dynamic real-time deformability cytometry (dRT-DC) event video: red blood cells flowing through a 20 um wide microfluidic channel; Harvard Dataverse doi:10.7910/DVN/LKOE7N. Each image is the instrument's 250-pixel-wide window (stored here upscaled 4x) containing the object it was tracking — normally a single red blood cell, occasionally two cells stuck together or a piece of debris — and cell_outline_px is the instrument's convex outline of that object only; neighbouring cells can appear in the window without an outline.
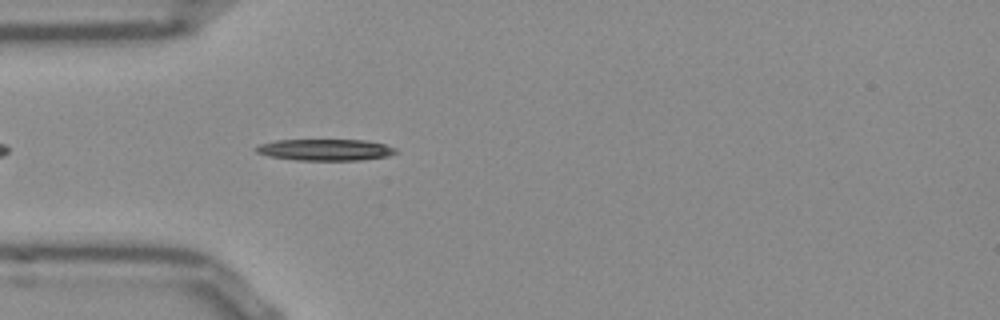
{"species": "Egyptian fruit bat (a non-hibernating species)", "species_latin": "Rousettus aegyptiacus", "temperature_condition": "room temperature", "stored_images_in_passage": 41, "camera_frame_rate_fps": 3000, "um_per_image_px": 0.085, "frame": {"image": 1, "passage_image": 4, "time_ms": 1.0, "image_size_px": [1000, 320], "cell_outline_px": [[396, 152], [388, 156], [360, 160], [296, 160], [268, 156], [256, 152], [256, 148], [260, 144], [276, 140], [364, 140], [384, 144], [396, 148]], "centroid_in_image_um": [27.64, 12.73], "position_along_channel_um": 57.4, "area_um2": 17.34}}
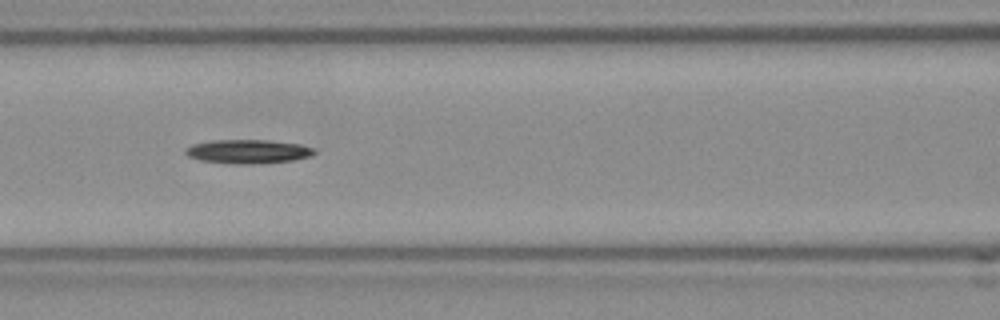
{"frame": {"image": 2, "passage_image": 11, "time_ms": 3.333, "image_size_px": [1000, 320], "cell_outline_px": [[316, 152], [308, 156], [292, 160], [240, 164], [200, 160], [188, 156], [184, 152], [184, 148], [192, 144], [212, 140], [268, 140], [300, 144], [312, 148]], "centroid_in_image_um": [21.01, 12.86], "position_along_channel_um": 145.6, "area_um2": 17.57}}
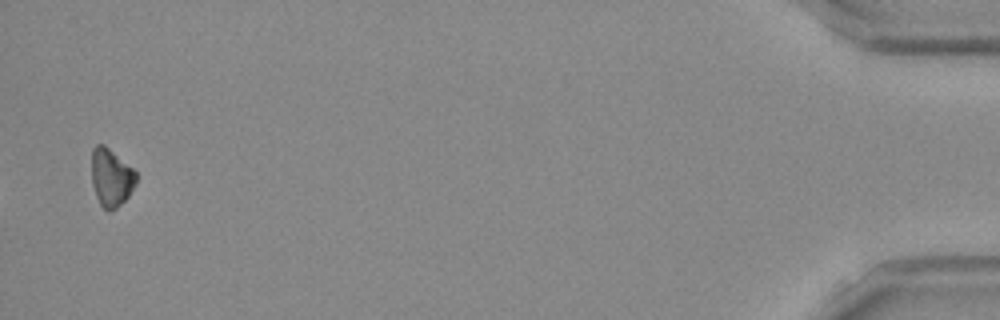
{"frame": {"image": 3, "passage_image": 40, "time_ms": 13.0, "image_size_px": [1000, 320], "cell_outline_px": [[136, 184], [128, 196], [116, 208], [108, 212], [100, 204], [96, 196], [92, 184], [92, 148], [96, 144], [104, 144], [132, 168], [136, 172]], "centroid_in_image_um": [9.43, 15.09], "position_along_channel_um": 425.8, "area_um2": 14.91}, "authors_computed_cell_mechanics": {"area_um2": 16.6464, "velocity_mm_per_s": 3.8618, "shape_relaxation_time_tau1_ms": 2.892, "shape_relaxation_time_tau2_ms": null, "deformation_change_tau1": 0.1097, "deformation_change_tau2": null}}